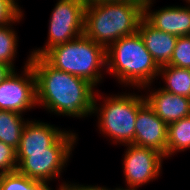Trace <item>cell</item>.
I'll return each instance as SVG.
<instances>
[{
  "instance_id": "obj_1",
  "label": "cell",
  "mask_w": 190,
  "mask_h": 190,
  "mask_svg": "<svg viewBox=\"0 0 190 190\" xmlns=\"http://www.w3.org/2000/svg\"><path fill=\"white\" fill-rule=\"evenodd\" d=\"M36 79L37 107L58 116L88 118L93 115L94 98L97 89L89 81L60 71L43 57L31 56Z\"/></svg>"
},
{
  "instance_id": "obj_2",
  "label": "cell",
  "mask_w": 190,
  "mask_h": 190,
  "mask_svg": "<svg viewBox=\"0 0 190 190\" xmlns=\"http://www.w3.org/2000/svg\"><path fill=\"white\" fill-rule=\"evenodd\" d=\"M143 18L141 0L87 2L84 34L108 49L121 37L136 33Z\"/></svg>"
},
{
  "instance_id": "obj_3",
  "label": "cell",
  "mask_w": 190,
  "mask_h": 190,
  "mask_svg": "<svg viewBox=\"0 0 190 190\" xmlns=\"http://www.w3.org/2000/svg\"><path fill=\"white\" fill-rule=\"evenodd\" d=\"M107 73L126 89L142 88L159 80V66L138 32L121 37L106 49Z\"/></svg>"
},
{
  "instance_id": "obj_4",
  "label": "cell",
  "mask_w": 190,
  "mask_h": 190,
  "mask_svg": "<svg viewBox=\"0 0 190 190\" xmlns=\"http://www.w3.org/2000/svg\"><path fill=\"white\" fill-rule=\"evenodd\" d=\"M137 90L138 93L134 90L133 93H126V90L120 94H106L105 97L98 89L95 93L92 115L97 116L99 133L111 140V144L123 146L134 142L136 116L146 102L142 90ZM100 100H103L102 103Z\"/></svg>"
},
{
  "instance_id": "obj_5",
  "label": "cell",
  "mask_w": 190,
  "mask_h": 190,
  "mask_svg": "<svg viewBox=\"0 0 190 190\" xmlns=\"http://www.w3.org/2000/svg\"><path fill=\"white\" fill-rule=\"evenodd\" d=\"M43 58L55 69L81 77L96 88L107 73L106 49L85 34L53 47Z\"/></svg>"
},
{
  "instance_id": "obj_6",
  "label": "cell",
  "mask_w": 190,
  "mask_h": 190,
  "mask_svg": "<svg viewBox=\"0 0 190 190\" xmlns=\"http://www.w3.org/2000/svg\"><path fill=\"white\" fill-rule=\"evenodd\" d=\"M78 138V134L69 129L48 147V151L28 152V156H16L17 171L30 179L49 183L58 180L60 176L62 178V172L69 164Z\"/></svg>"
},
{
  "instance_id": "obj_7",
  "label": "cell",
  "mask_w": 190,
  "mask_h": 190,
  "mask_svg": "<svg viewBox=\"0 0 190 190\" xmlns=\"http://www.w3.org/2000/svg\"><path fill=\"white\" fill-rule=\"evenodd\" d=\"M87 0H57L52 9L47 41L43 47L31 49V56L43 57L50 49L84 34Z\"/></svg>"
},
{
  "instance_id": "obj_8",
  "label": "cell",
  "mask_w": 190,
  "mask_h": 190,
  "mask_svg": "<svg viewBox=\"0 0 190 190\" xmlns=\"http://www.w3.org/2000/svg\"><path fill=\"white\" fill-rule=\"evenodd\" d=\"M28 55L21 73L14 70L2 83H0V110H9L23 115L33 107H37L36 79L29 63Z\"/></svg>"
},
{
  "instance_id": "obj_9",
  "label": "cell",
  "mask_w": 190,
  "mask_h": 190,
  "mask_svg": "<svg viewBox=\"0 0 190 190\" xmlns=\"http://www.w3.org/2000/svg\"><path fill=\"white\" fill-rule=\"evenodd\" d=\"M124 151L122 168L125 185L142 187L162 176L163 154L149 147L127 144Z\"/></svg>"
},
{
  "instance_id": "obj_10",
  "label": "cell",
  "mask_w": 190,
  "mask_h": 190,
  "mask_svg": "<svg viewBox=\"0 0 190 190\" xmlns=\"http://www.w3.org/2000/svg\"><path fill=\"white\" fill-rule=\"evenodd\" d=\"M155 0L144 1V19L154 28L174 36L190 35V2L152 9ZM188 4V6H187Z\"/></svg>"
},
{
  "instance_id": "obj_11",
  "label": "cell",
  "mask_w": 190,
  "mask_h": 190,
  "mask_svg": "<svg viewBox=\"0 0 190 190\" xmlns=\"http://www.w3.org/2000/svg\"><path fill=\"white\" fill-rule=\"evenodd\" d=\"M168 125L145 102L138 110L132 144L157 150L166 158Z\"/></svg>"
},
{
  "instance_id": "obj_12",
  "label": "cell",
  "mask_w": 190,
  "mask_h": 190,
  "mask_svg": "<svg viewBox=\"0 0 190 190\" xmlns=\"http://www.w3.org/2000/svg\"><path fill=\"white\" fill-rule=\"evenodd\" d=\"M153 84L141 88L145 92L144 97L147 104L156 115L167 125L190 116V99L167 92L160 87L157 89Z\"/></svg>"
},
{
  "instance_id": "obj_13",
  "label": "cell",
  "mask_w": 190,
  "mask_h": 190,
  "mask_svg": "<svg viewBox=\"0 0 190 190\" xmlns=\"http://www.w3.org/2000/svg\"><path fill=\"white\" fill-rule=\"evenodd\" d=\"M67 130L54 124L28 119L16 150V156H28V152L48 151Z\"/></svg>"
},
{
  "instance_id": "obj_14",
  "label": "cell",
  "mask_w": 190,
  "mask_h": 190,
  "mask_svg": "<svg viewBox=\"0 0 190 190\" xmlns=\"http://www.w3.org/2000/svg\"><path fill=\"white\" fill-rule=\"evenodd\" d=\"M137 32L157 65L159 67L167 65L171 60L178 36L154 28L144 18Z\"/></svg>"
},
{
  "instance_id": "obj_15",
  "label": "cell",
  "mask_w": 190,
  "mask_h": 190,
  "mask_svg": "<svg viewBox=\"0 0 190 190\" xmlns=\"http://www.w3.org/2000/svg\"><path fill=\"white\" fill-rule=\"evenodd\" d=\"M159 77L164 83L161 89L190 99V69L164 65L159 68Z\"/></svg>"
},
{
  "instance_id": "obj_16",
  "label": "cell",
  "mask_w": 190,
  "mask_h": 190,
  "mask_svg": "<svg viewBox=\"0 0 190 190\" xmlns=\"http://www.w3.org/2000/svg\"><path fill=\"white\" fill-rule=\"evenodd\" d=\"M20 113L0 110V141L18 149L21 139L22 130L28 121Z\"/></svg>"
},
{
  "instance_id": "obj_17",
  "label": "cell",
  "mask_w": 190,
  "mask_h": 190,
  "mask_svg": "<svg viewBox=\"0 0 190 190\" xmlns=\"http://www.w3.org/2000/svg\"><path fill=\"white\" fill-rule=\"evenodd\" d=\"M190 149V116L170 123L167 132L166 158Z\"/></svg>"
},
{
  "instance_id": "obj_18",
  "label": "cell",
  "mask_w": 190,
  "mask_h": 190,
  "mask_svg": "<svg viewBox=\"0 0 190 190\" xmlns=\"http://www.w3.org/2000/svg\"><path fill=\"white\" fill-rule=\"evenodd\" d=\"M24 13L13 23L5 26H0V62L11 66L14 70L15 68V58H17L18 53V40L17 31L13 27L14 24L22 21L24 19Z\"/></svg>"
},
{
  "instance_id": "obj_19",
  "label": "cell",
  "mask_w": 190,
  "mask_h": 190,
  "mask_svg": "<svg viewBox=\"0 0 190 190\" xmlns=\"http://www.w3.org/2000/svg\"><path fill=\"white\" fill-rule=\"evenodd\" d=\"M49 182L33 180L18 171L0 175V190H51Z\"/></svg>"
},
{
  "instance_id": "obj_20",
  "label": "cell",
  "mask_w": 190,
  "mask_h": 190,
  "mask_svg": "<svg viewBox=\"0 0 190 190\" xmlns=\"http://www.w3.org/2000/svg\"><path fill=\"white\" fill-rule=\"evenodd\" d=\"M167 65L190 69V35L178 36L171 60Z\"/></svg>"
},
{
  "instance_id": "obj_21",
  "label": "cell",
  "mask_w": 190,
  "mask_h": 190,
  "mask_svg": "<svg viewBox=\"0 0 190 190\" xmlns=\"http://www.w3.org/2000/svg\"><path fill=\"white\" fill-rule=\"evenodd\" d=\"M18 0H0V26L16 21L24 12Z\"/></svg>"
},
{
  "instance_id": "obj_22",
  "label": "cell",
  "mask_w": 190,
  "mask_h": 190,
  "mask_svg": "<svg viewBox=\"0 0 190 190\" xmlns=\"http://www.w3.org/2000/svg\"><path fill=\"white\" fill-rule=\"evenodd\" d=\"M16 150L0 141V175L17 171Z\"/></svg>"
},
{
  "instance_id": "obj_23",
  "label": "cell",
  "mask_w": 190,
  "mask_h": 190,
  "mask_svg": "<svg viewBox=\"0 0 190 190\" xmlns=\"http://www.w3.org/2000/svg\"><path fill=\"white\" fill-rule=\"evenodd\" d=\"M13 71L14 69L11 66L0 62V83L10 76Z\"/></svg>"
},
{
  "instance_id": "obj_24",
  "label": "cell",
  "mask_w": 190,
  "mask_h": 190,
  "mask_svg": "<svg viewBox=\"0 0 190 190\" xmlns=\"http://www.w3.org/2000/svg\"><path fill=\"white\" fill-rule=\"evenodd\" d=\"M54 188L52 187L51 190H53ZM55 190H77V182H68L66 183V181L61 182V184H59L57 186V188Z\"/></svg>"
},
{
  "instance_id": "obj_25",
  "label": "cell",
  "mask_w": 190,
  "mask_h": 190,
  "mask_svg": "<svg viewBox=\"0 0 190 190\" xmlns=\"http://www.w3.org/2000/svg\"><path fill=\"white\" fill-rule=\"evenodd\" d=\"M77 190H109L106 186H99L97 185H85V184H78L77 183Z\"/></svg>"
},
{
  "instance_id": "obj_26",
  "label": "cell",
  "mask_w": 190,
  "mask_h": 190,
  "mask_svg": "<svg viewBox=\"0 0 190 190\" xmlns=\"http://www.w3.org/2000/svg\"><path fill=\"white\" fill-rule=\"evenodd\" d=\"M126 188L122 187V186H118L116 188H109V190H139V187H132V186H129V185H126L125 186Z\"/></svg>"
},
{
  "instance_id": "obj_27",
  "label": "cell",
  "mask_w": 190,
  "mask_h": 190,
  "mask_svg": "<svg viewBox=\"0 0 190 190\" xmlns=\"http://www.w3.org/2000/svg\"><path fill=\"white\" fill-rule=\"evenodd\" d=\"M100 1H125V0H87V2H100Z\"/></svg>"
}]
</instances>
